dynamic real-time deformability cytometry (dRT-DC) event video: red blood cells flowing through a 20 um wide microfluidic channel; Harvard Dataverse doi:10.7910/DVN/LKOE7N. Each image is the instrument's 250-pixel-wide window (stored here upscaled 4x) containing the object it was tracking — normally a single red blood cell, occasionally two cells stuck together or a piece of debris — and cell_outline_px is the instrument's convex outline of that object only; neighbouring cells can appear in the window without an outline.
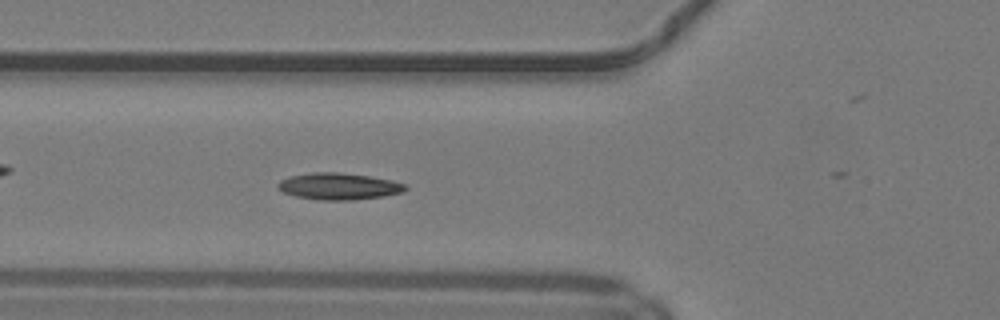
{"species": "common noctule bat (a hibernating species)", "species_latin": "Nyctalus noctula", "temperature_condition": "warm", "stored_images_in_passage": 13, "camera_frame_rate_fps": 3000, "um_per_image_px": 0.085, "animal": {"sex": "male", "body_mass_g": 19.2, "forearm_length_mm": 51.8}, "frame": {"image": 1, "passage_image": 7, "time_ms": 2.0, "image_size_px": [1000, 320], "cell_outline_px": [[408, 188], [404, 192], [384, 196], [352, 200], [320, 200], [296, 196], [284, 192], [276, 188], [276, 184], [280, 180], [292, 176], [312, 172], [340, 172], [368, 176], [392, 180], [404, 184]], "centroid_in_image_um": [28.79, 15.83], "position_along_channel_um": 97.0, "area_um2": 19.83}}
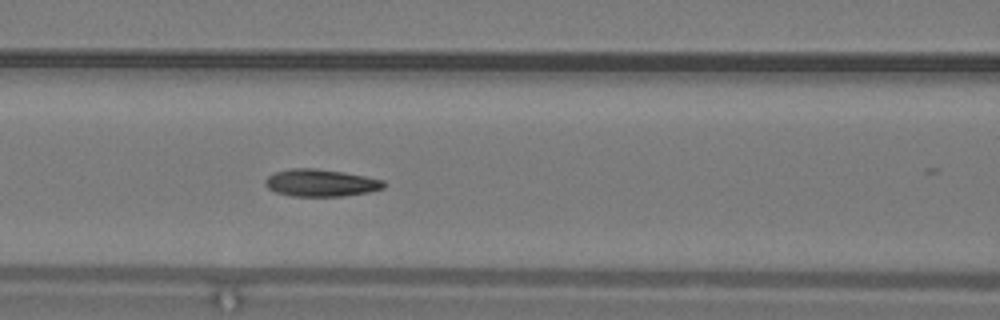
{"frame": {"image": 2, "passage_image": 10, "time_ms": 3.0, "image_size_px": [1000, 320], "cell_outline_px": [[384, 188], [368, 192], [344, 196], [292, 196], [276, 192], [268, 188], [264, 184], [264, 180], [268, 176], [276, 172], [292, 168], [316, 168], [344, 172], [384, 180]], "centroid_in_image_um": [27.25, 15.54], "position_along_channel_um": 139.3, "area_um2": 18.79}}